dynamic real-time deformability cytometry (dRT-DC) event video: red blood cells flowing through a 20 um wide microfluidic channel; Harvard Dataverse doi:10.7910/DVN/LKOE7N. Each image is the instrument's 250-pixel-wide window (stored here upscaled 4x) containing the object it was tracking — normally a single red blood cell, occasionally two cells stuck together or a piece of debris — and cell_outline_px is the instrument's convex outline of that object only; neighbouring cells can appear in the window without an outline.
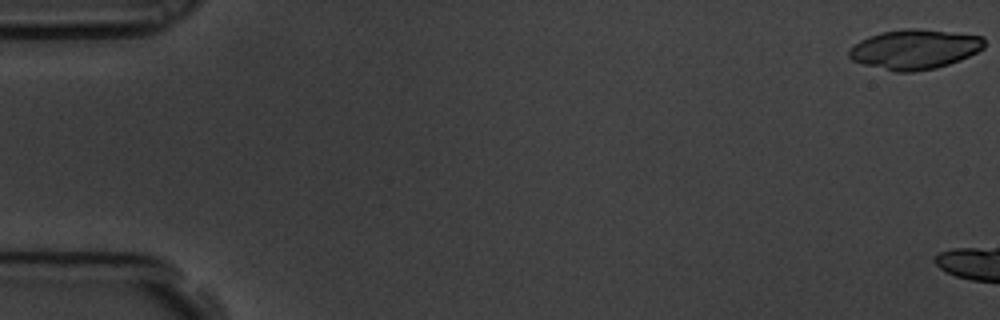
{"species": "common noctule bat (a hibernating species)", "species_latin": "Nyctalus noctula", "temperature_condition": "room temperature", "stored_images_in_passage": 3, "camera_frame_rate_fps": 3000, "um_per_image_px": 0.085, "animal": {"sex": "male", "body_mass_g": 19.5, "forearm_length_mm": 54.6}, "frame": {"image": 1, "passage_image": 1, "time_ms": 0.0, "image_size_px": [1000, 320], "cell_outline_px": [[984, 48], [960, 60], [936, 68], [912, 72], [896, 72], [864, 64], [852, 60], [848, 56], [848, 52], [860, 40], [868, 36], [880, 32], [904, 28], [916, 28], [984, 36]], "centroid_in_image_um": [77.74, 4.18], "position_along_channel_um": 7.3, "area_um2": 31.21}}